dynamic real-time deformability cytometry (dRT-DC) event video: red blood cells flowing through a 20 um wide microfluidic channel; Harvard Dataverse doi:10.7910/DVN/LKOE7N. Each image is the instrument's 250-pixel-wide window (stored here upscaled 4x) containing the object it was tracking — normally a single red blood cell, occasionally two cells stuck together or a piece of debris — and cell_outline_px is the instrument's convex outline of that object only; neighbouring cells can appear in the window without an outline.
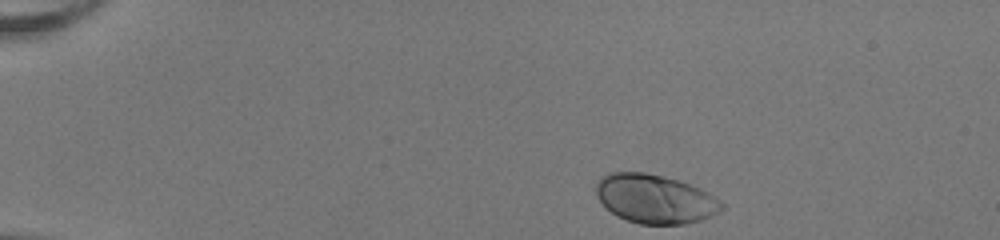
{"species": "human", "species_latin": "Homo sapiens", "temperature_condition": "room temperature", "stored_images_in_passage": 38, "camera_frame_rate_fps": 3000, "um_per_image_px": 0.085, "donor": {"sex": "female"}, "frame": {"image": 1, "passage_image": 1, "time_ms": 0.0, "image_size_px": [1000, 240], "cell_outline_px": [[724, 208], [720, 212], [700, 220], [684, 224], [640, 224], [616, 216], [596, 196], [596, 184], [604, 176], [612, 172], [644, 172], [664, 176], [680, 180], [692, 184], [700, 188], [720, 200], [724, 204]], "centroid_in_image_um": [55.71, 16.9], "position_along_channel_um": 29.3, "area_um2": 35.72}}
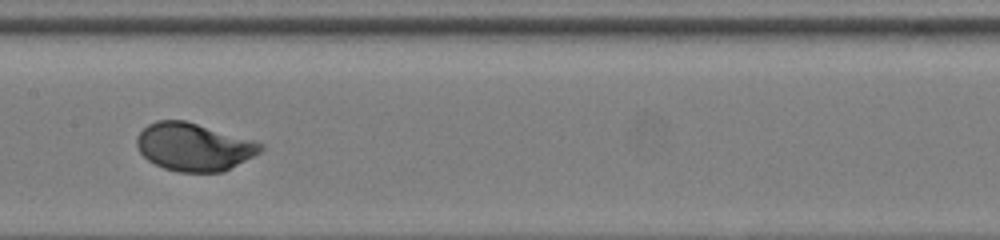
{"frame": {"image": 2, "passage_image": 20, "time_ms": 6.333, "image_size_px": [1000, 240], "cell_outline_px": [[264, 148], [260, 152], [224, 172], [176, 172], [164, 168], [148, 160], [140, 152], [136, 144], [136, 136], [148, 124], [156, 120], [184, 120], [252, 140], [264, 144]], "centroid_in_image_um": [16.46, 12.49], "position_along_channel_um": 190.9, "area_um2": 34.33}}
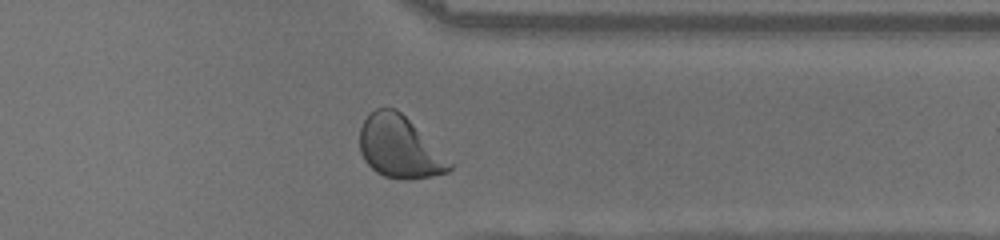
{"frame": {"image": 3, "passage_image": 34, "time_ms": 11.0, "image_size_px": [1000, 240], "cell_outline_px": [[452, 168], [448, 172], [432, 176], [412, 180], [404, 180], [384, 176], [376, 172], [364, 160], [360, 152], [360, 128], [364, 120], [376, 108], [396, 108], [452, 164]], "centroid_in_image_um": [33.91, 12.54], "position_along_channel_um": 377.5, "area_um2": 31.73}, "authors_computed_cell_mechanics": {"area_um2": 34.1309, "velocity_mm_per_s": 4.0082, "shape_relaxation_time_tau1_ms": 2.0338, "shape_relaxation_time_tau2_ms": null, "deformation_change_tau1": 0.1455, "deformation_change_tau2": null}}